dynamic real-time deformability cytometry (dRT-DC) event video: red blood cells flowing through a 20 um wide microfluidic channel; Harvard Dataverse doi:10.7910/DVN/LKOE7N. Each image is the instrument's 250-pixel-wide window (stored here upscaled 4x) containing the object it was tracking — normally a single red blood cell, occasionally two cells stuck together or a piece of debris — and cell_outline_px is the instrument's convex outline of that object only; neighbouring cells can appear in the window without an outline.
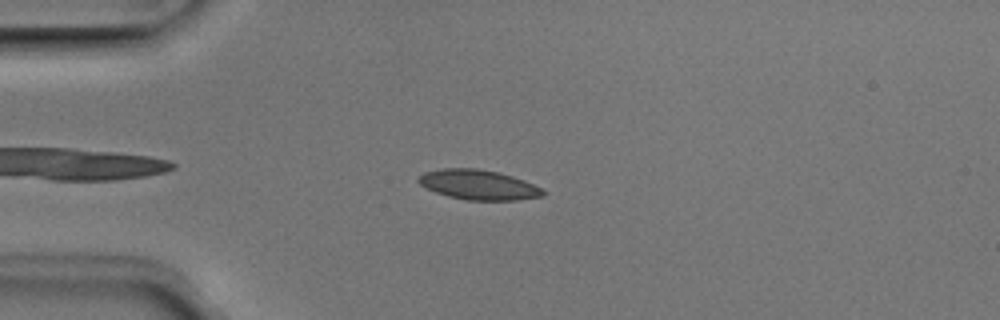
{"species": "Egyptian fruit bat (a non-hibernating species)", "species_latin": "Rousettus aegyptiacus", "temperature_condition": "room temperature", "stored_images_in_passage": 39, "camera_frame_rate_fps": 3000, "um_per_image_px": 0.085, "animal": {"sex": "male"}, "frame": {"image": 1, "passage_image": 1, "time_ms": 0.0, "image_size_px": [1000, 320], "cell_outline_px": [[548, 192], [544, 196], [516, 200], [468, 200], [448, 196], [436, 192], [420, 184], [416, 180], [424, 172], [440, 168], [476, 168], [500, 172], [524, 180], [544, 188]], "centroid_in_image_um": [40.72, 15.7], "position_along_channel_um": 44.3, "area_um2": 21.85}}
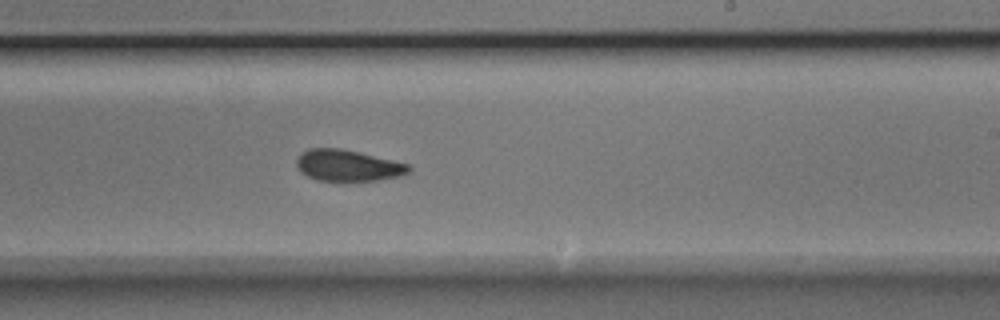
{"frame": {"image": 2, "passage_image": 19, "time_ms": 6.0, "image_size_px": [1000, 320], "cell_outline_px": [[412, 172], [400, 176], [376, 180], [316, 180], [300, 172], [296, 168], [296, 160], [300, 152], [308, 148], [340, 148], [360, 152], [412, 164]], "centroid_in_image_um": [29.59, 14.05], "position_along_channel_um": 259.4, "area_um2": 20.81}}
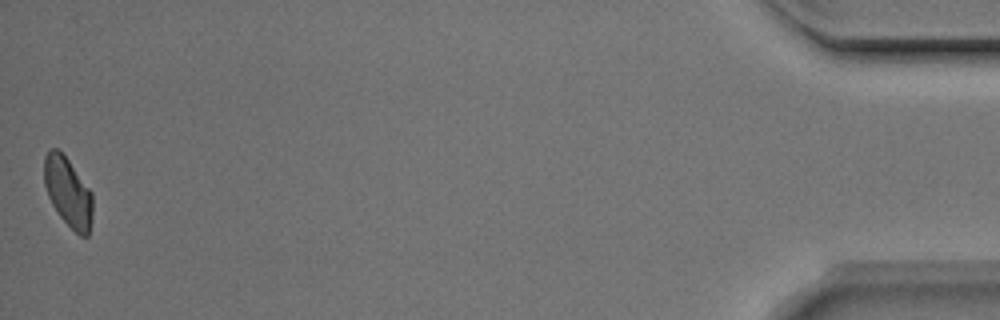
{"frame": {"image": 3, "passage_image": 39, "time_ms": 12.667, "image_size_px": [1000, 320], "cell_outline_px": [[92, 220], [88, 236], [80, 236], [60, 216], [52, 204], [48, 196], [44, 184], [44, 156], [52, 148], [56, 148], [68, 160], [92, 192]], "centroid_in_image_um": [5.78, 16.34], "position_along_channel_um": 429.4, "area_um2": 19.36}, "authors_computed_cell_mechanics": {"area_um2": 21.2704, "velocity_mm_per_s": 3.9486, "shape_relaxation_time_tau1_ms": 3.9602, "shape_relaxation_time_tau2_ms": 2.199, "deformation_change_tau1": 0.1144, "deformation_change_tau2": 0.0577}}